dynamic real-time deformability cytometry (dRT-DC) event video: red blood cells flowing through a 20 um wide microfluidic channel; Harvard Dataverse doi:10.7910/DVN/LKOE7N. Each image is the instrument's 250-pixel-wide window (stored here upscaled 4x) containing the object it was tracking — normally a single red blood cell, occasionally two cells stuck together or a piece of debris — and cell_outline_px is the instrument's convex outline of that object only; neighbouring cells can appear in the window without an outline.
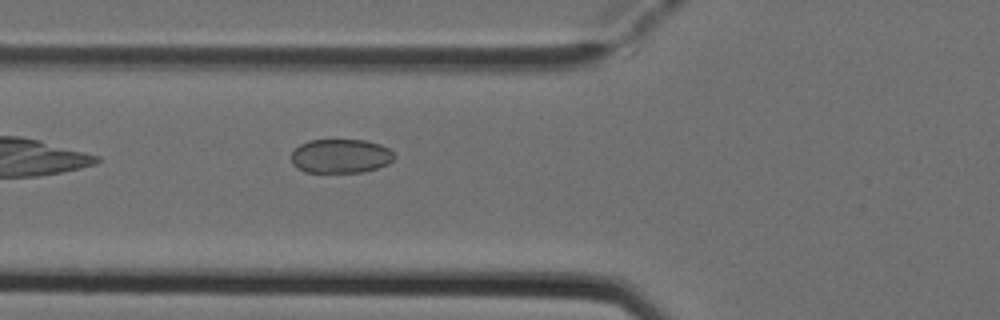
{"species": "Egyptian fruit bat (a non-hibernating species)", "species_latin": "Rousettus aegyptiacus", "temperature_condition": "cold", "stored_images_in_passage": 5, "camera_frame_rate_fps": 3000, "um_per_image_px": 0.085, "animal": {"sex": "female"}, "frame": {"image": 1, "passage_image": 5, "time_ms": 1.333, "image_size_px": [1000, 320], "cell_outline_px": [[396, 156], [388, 164], [364, 172], [304, 172], [296, 168], [292, 164], [292, 152], [300, 144], [308, 140], [364, 140], [380, 144], [388, 148]], "centroid_in_image_um": [28.94, 13.27], "position_along_channel_um": 96.9, "area_um2": 20.52}}